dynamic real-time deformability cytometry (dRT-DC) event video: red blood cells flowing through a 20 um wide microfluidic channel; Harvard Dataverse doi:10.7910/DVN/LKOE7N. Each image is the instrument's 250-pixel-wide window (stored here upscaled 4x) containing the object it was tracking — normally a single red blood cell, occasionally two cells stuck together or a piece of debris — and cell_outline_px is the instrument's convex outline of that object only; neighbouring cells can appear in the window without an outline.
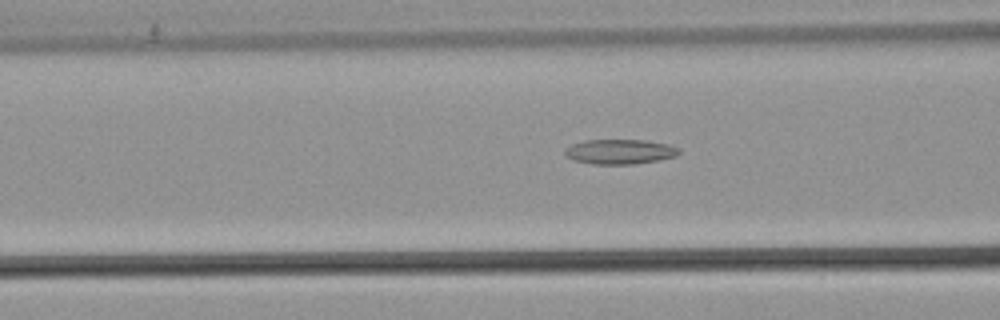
{"species": "common noctule bat (a hibernating species)", "species_latin": "Nyctalus noctula", "temperature_condition": "warm", "stored_images_in_passage": 53, "camera_frame_rate_fps": 3000, "um_per_image_px": 0.085, "animal": {"sex": "male", "body_mass_g": 21.5, "forearm_length_mm": 52.0}, "frame": {"image": 1, "passage_image": 21, "time_ms": 6.667, "image_size_px": [1000, 320], "cell_outline_px": [[680, 152], [676, 156], [656, 160], [632, 164], [592, 164], [572, 160], [564, 152], [572, 144], [584, 140], [644, 140], [668, 144], [680, 148]], "centroid_in_image_um": [52.69, 12.89], "position_along_channel_um": 113.9, "area_um2": 16.36}}
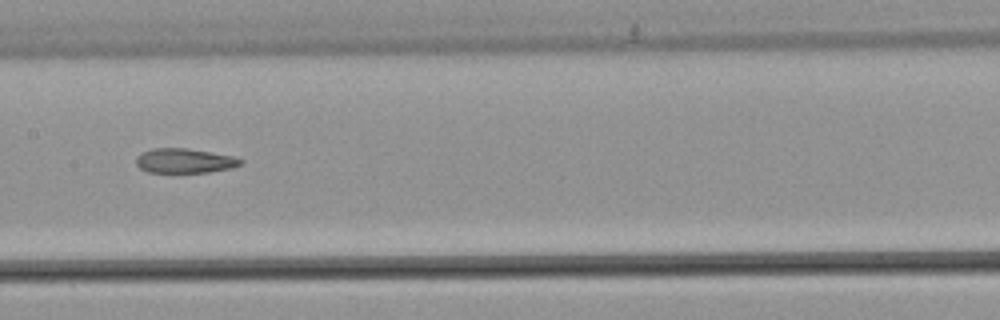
{"frame": {"image": 2, "passage_image": 27, "time_ms": 8.667, "image_size_px": [1000, 320], "cell_outline_px": [[244, 160], [240, 164], [232, 168], [208, 172], [148, 172], [140, 168], [136, 164], [136, 156], [140, 152], [152, 148], [188, 148], [236, 156]], "centroid_in_image_um": [15.69, 13.65], "position_along_channel_um": 191.7, "area_um2": 15.14}}
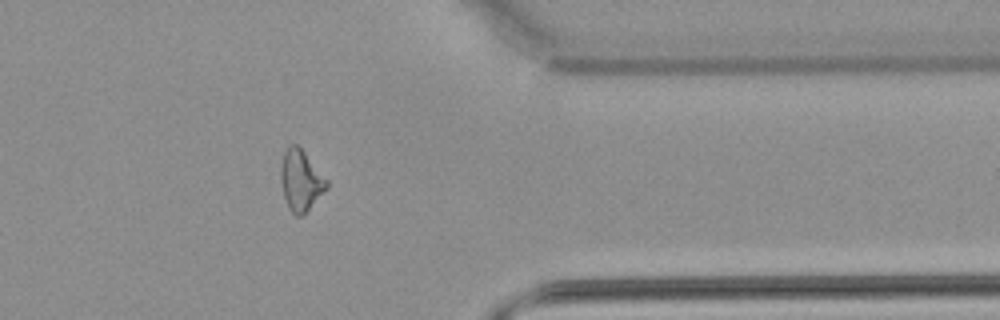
{"frame": {"image": 3, "passage_image": 43, "time_ms": 14.0, "image_size_px": [1000, 320], "cell_outline_px": [[328, 188], [300, 216], [296, 216], [288, 208], [284, 196], [280, 180], [280, 164], [284, 152], [288, 144], [296, 144], [304, 152], [328, 180]], "centroid_in_image_um": [25.54, 15.3], "position_along_channel_um": 385.9, "area_um2": 16.13}, "authors_computed_cell_mechanics": {"area_um2": 16.8776, "velocity_mm_per_s": 3.8794, "shape_relaxation_time_tau1_ms": null, "shape_relaxation_time_tau2_ms": 4.5787, "deformation_change_tau1": null, "deformation_change_tau2": 0.1484}}